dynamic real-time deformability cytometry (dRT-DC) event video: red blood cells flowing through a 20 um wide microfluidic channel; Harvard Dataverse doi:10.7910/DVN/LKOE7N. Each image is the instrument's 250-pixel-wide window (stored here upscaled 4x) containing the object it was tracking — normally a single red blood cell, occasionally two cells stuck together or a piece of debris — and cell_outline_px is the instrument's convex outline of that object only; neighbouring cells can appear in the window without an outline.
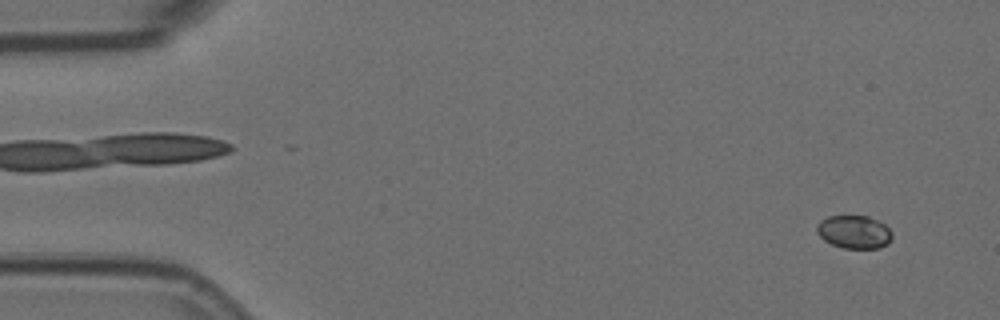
{"species": "Egyptian fruit bat (a non-hibernating species)", "species_latin": "Rousettus aegyptiacus", "temperature_condition": "room temperature", "stored_images_in_passage": 6, "camera_frame_rate_fps": 3000, "um_per_image_px": 0.085, "animal": {"sex": "female"}, "frame": {"image": 1, "passage_image": 1, "time_ms": 0.0, "image_size_px": [1000, 320], "cell_outline_px": [[892, 240], [888, 244], [880, 248], [844, 248], [832, 244], [824, 240], [816, 232], [816, 224], [820, 220], [828, 216], [868, 216], [884, 224], [892, 232]], "centroid_in_image_um": [72.6, 19.72], "position_along_channel_um": 12.4, "area_um2": 14.62}}
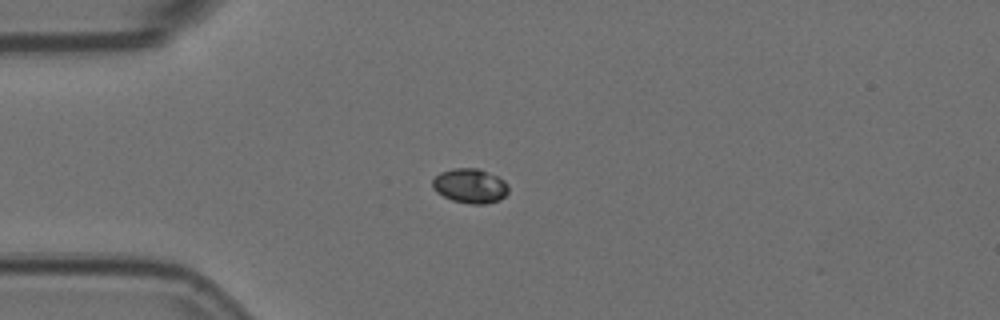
{"frame": {"image": 2, "passage_image": 4, "time_ms": 1.0, "image_size_px": [1000, 320], "cell_outline_px": [[508, 192], [500, 200], [484, 204], [468, 204], [452, 200], [436, 192], [432, 188], [432, 180], [440, 172], [456, 168], [480, 168], [504, 180], [508, 184]], "centroid_in_image_um": [39.96, 15.8], "position_along_channel_um": 45.0, "area_um2": 15.37}}
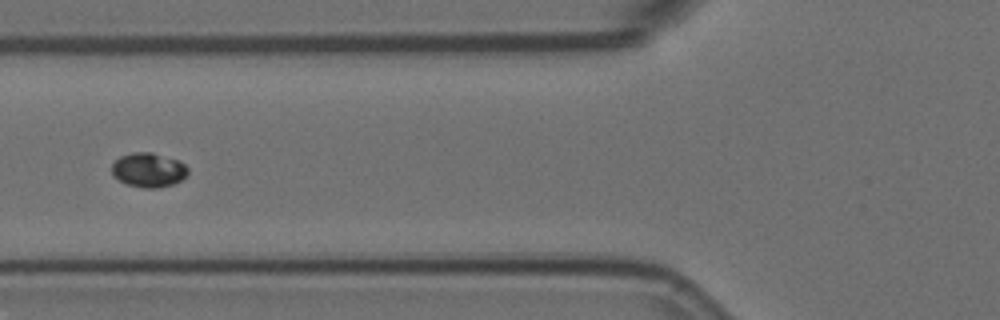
{"frame": {"image": 3, "passage_image": 6, "time_ms": 1.667, "image_size_px": [1000, 320], "cell_outline_px": [[188, 176], [172, 184], [160, 188], [144, 188], [124, 184], [112, 176], [112, 164], [120, 156], [132, 152], [152, 152], [180, 160], [188, 168]], "centroid_in_image_um": [12.62, 14.45], "position_along_channel_um": 113.2, "area_um2": 15.55}}